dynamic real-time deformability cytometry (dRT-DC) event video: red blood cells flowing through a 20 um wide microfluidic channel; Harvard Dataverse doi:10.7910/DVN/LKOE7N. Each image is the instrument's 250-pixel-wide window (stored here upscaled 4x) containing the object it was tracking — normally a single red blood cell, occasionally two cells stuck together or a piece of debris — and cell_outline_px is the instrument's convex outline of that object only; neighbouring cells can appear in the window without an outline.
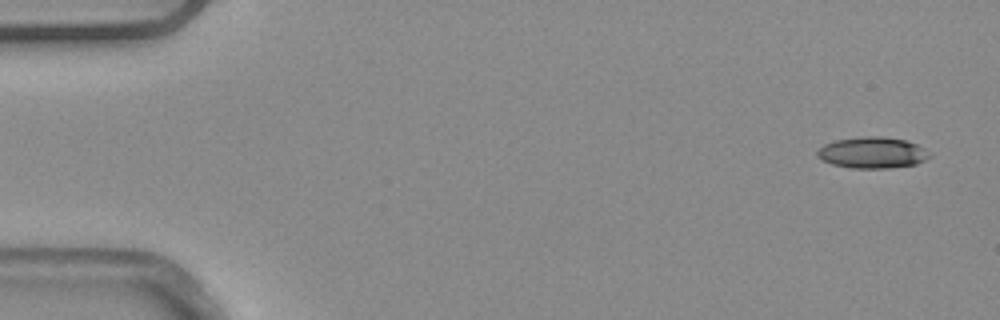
{"species": "common noctule bat (a hibernating species)", "species_latin": "Nyctalus noctula", "temperature_condition": "warm", "stored_images_in_passage": 6, "camera_frame_rate_fps": 3000, "um_per_image_px": 0.085, "animal": {"sex": "male", "body_mass_g": 20.4}, "frame": {"image": 1, "passage_image": 1, "time_ms": 0.0, "image_size_px": [1000, 320], "cell_outline_px": [[932, 156], [916, 164], [888, 168], [852, 168], [832, 164], [816, 156], [816, 152], [824, 144], [836, 140], [864, 136], [884, 136], [904, 140], [916, 144], [932, 152]], "centroid_in_image_um": [74.18, 12.97], "position_along_channel_um": 10.8, "area_um2": 20.46}}
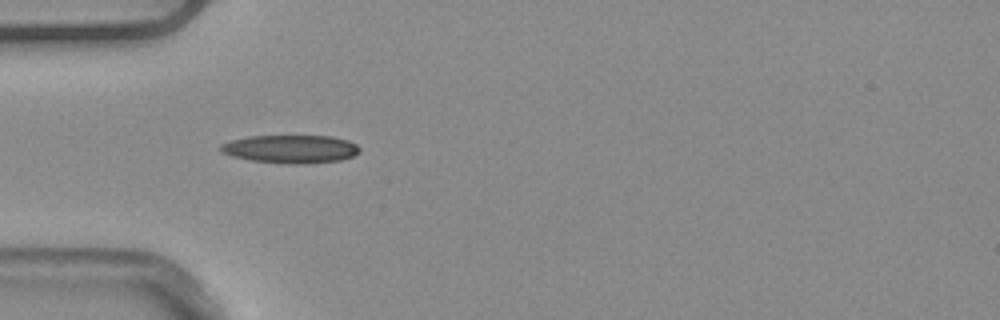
{"frame": {"image": 2, "passage_image": 5, "time_ms": 1.333, "image_size_px": [1000, 320], "cell_outline_px": [[360, 152], [352, 156], [340, 160], [304, 164], [288, 164], [252, 160], [232, 156], [220, 152], [220, 144], [232, 140], [248, 136], [332, 136], [348, 140], [356, 144], [360, 148]], "centroid_in_image_um": [24.71, 12.66], "position_along_channel_um": 60.3, "area_um2": 22.83}}